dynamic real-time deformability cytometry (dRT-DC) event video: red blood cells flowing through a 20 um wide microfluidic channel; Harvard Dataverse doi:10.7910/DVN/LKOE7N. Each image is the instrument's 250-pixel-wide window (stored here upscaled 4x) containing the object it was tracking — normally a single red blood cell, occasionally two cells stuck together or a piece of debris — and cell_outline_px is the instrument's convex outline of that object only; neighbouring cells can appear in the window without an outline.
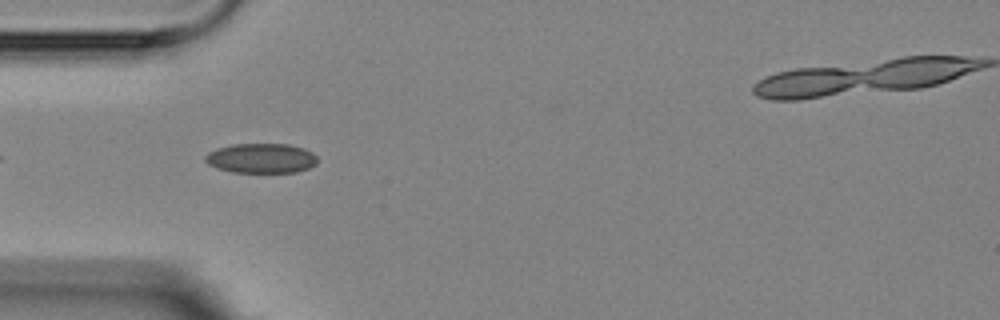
{"species": "Egyptian fruit bat (a non-hibernating species)", "species_latin": "Rousettus aegyptiacus", "temperature_condition": "room temperature", "stored_images_in_passage": 17, "camera_frame_rate_fps": 3000, "um_per_image_px": 0.085, "animal": {"sex": "female"}, "frame": {"image": 1, "passage_image": 5, "time_ms": 5.333, "image_size_px": [1000, 320], "cell_outline_px": [[316, 164], [308, 168], [296, 172], [232, 172], [208, 164], [204, 160], [204, 156], [208, 152], [216, 148], [232, 144], [288, 144], [304, 148], [312, 152], [316, 156]], "centroid_in_image_um": [22.19, 13.44], "position_along_channel_um": 62.8, "area_um2": 19.42}}
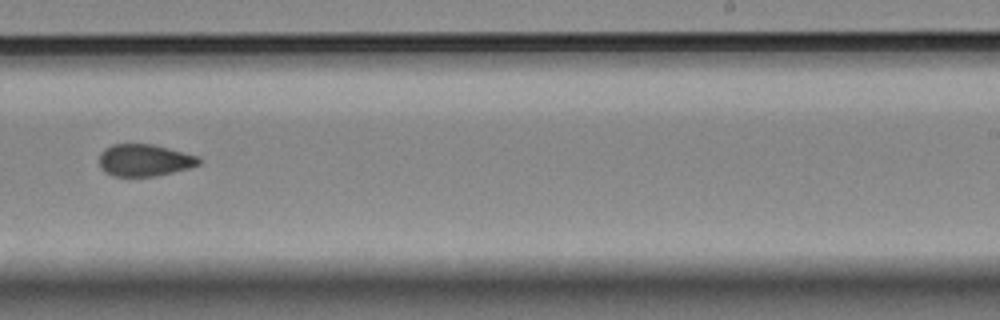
{"frame": {"image": 2, "passage_image": 10, "time_ms": 11.333, "image_size_px": [1000, 320], "cell_outline_px": [[200, 164], [188, 168], [172, 172], [152, 176], [112, 176], [100, 168], [100, 152], [104, 148], [112, 144], [152, 144], [168, 148], [196, 156], [200, 160]], "centroid_in_image_um": [12.23, 13.61], "position_along_channel_um": 276.8, "area_um2": 18.38}}
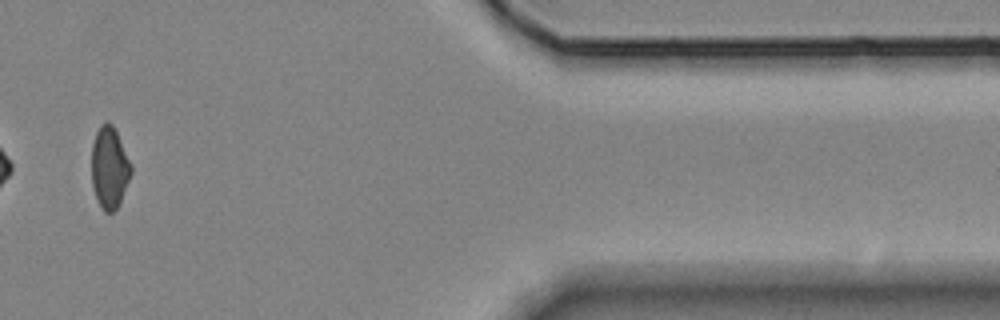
{"frame": {"image": 3, "passage_image": 14, "time_ms": 16.0, "image_size_px": [1000, 320], "cell_outline_px": [[132, 172], [120, 200], [116, 208], [112, 212], [104, 212], [92, 188], [92, 144], [96, 132], [100, 124], [108, 120], [112, 124], [132, 164]], "centroid_in_image_um": [9.29, 14.21], "position_along_channel_um": 402.1, "area_um2": 18.61}, "authors_computed_cell_mechanics": {"area_um2": 19.4786, "velocity_mm_per_s": 3.5801, "shape_relaxation_time_tau1_ms": null, "shape_relaxation_time_tau2_ms": 2.7204, "deformation_change_tau1": null, "deformation_change_tau2": 0.0634}}